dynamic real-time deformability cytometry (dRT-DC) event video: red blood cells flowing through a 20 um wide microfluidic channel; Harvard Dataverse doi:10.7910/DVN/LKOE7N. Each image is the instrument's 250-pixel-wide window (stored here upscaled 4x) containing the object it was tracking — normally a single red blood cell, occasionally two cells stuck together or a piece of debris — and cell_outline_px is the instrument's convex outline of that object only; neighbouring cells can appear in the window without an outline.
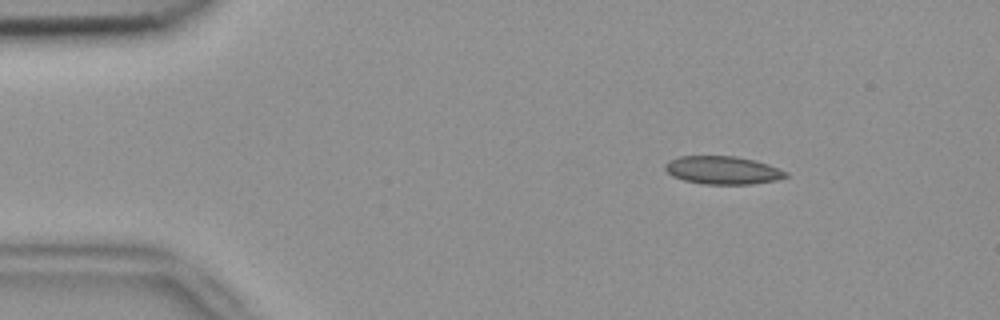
{"species": "common noctule bat (a hibernating species)", "species_latin": "Nyctalus noctula", "temperature_condition": "room temperature", "stored_images_in_passage": 15, "camera_frame_rate_fps": 3000, "um_per_image_px": 0.085, "animal": {"sex": "female", "body_mass_g": 18.4}, "frame": {"image": 1, "passage_image": 7, "time_ms": 2.0, "image_size_px": [1000, 320], "cell_outline_px": [[788, 176], [776, 180], [752, 184], [704, 184], [684, 180], [672, 176], [664, 168], [664, 164], [668, 160], [680, 156], [736, 156], [756, 160], [768, 164], [788, 172]], "centroid_in_image_um": [61.43, 14.46], "position_along_channel_um": 23.6, "area_um2": 19.83}}